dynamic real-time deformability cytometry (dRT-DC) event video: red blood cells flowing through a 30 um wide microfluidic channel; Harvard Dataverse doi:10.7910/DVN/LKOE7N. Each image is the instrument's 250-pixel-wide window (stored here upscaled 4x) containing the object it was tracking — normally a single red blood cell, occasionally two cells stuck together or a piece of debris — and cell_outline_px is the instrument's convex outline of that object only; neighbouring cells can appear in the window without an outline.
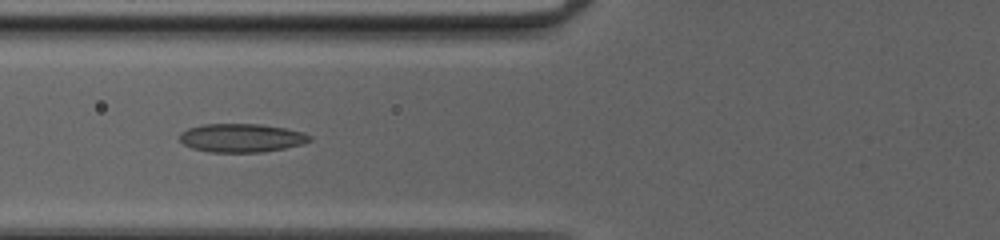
{"species": "common noctule bat (a hibernating species)", "species_latin": "Nyctalus noctula", "temperature_condition": "cold", "stored_images_in_passage": 51, "camera_frame_rate_fps": 3000, "um_per_image_px": 0.085, "animal": {"sex": "female", "body_mass_g": 20.0, "forearm_length_mm": 54.0}, "frame": {"image": 1, "passage_image": 22, "time_ms": 7.0, "image_size_px": [1000, 240], "cell_outline_px": [[312, 140], [304, 144], [264, 152], [208, 152], [192, 148], [184, 144], [180, 140], [180, 132], [188, 128], [204, 124], [260, 124], [284, 128], [304, 132], [312, 136]], "centroid_in_image_um": [20.55, 11.72], "position_along_channel_um": 105.3, "area_um2": 21.73}}
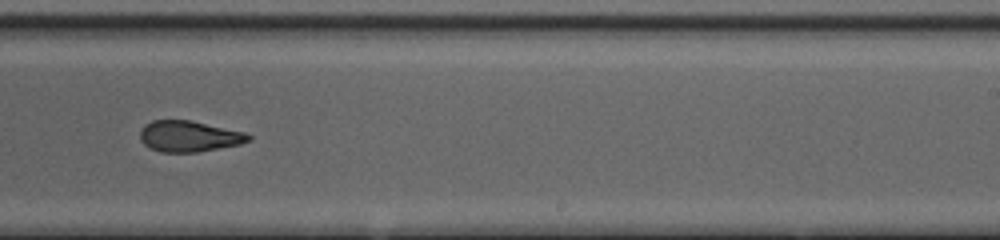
{"frame": {"image": 2, "passage_image": 34, "time_ms": 11.0, "image_size_px": [1000, 240], "cell_outline_px": [[252, 140], [240, 144], [196, 152], [160, 152], [144, 144], [140, 140], [140, 128], [144, 124], [152, 120], [192, 120], [244, 132], [252, 136]], "centroid_in_image_um": [16.05, 11.57], "position_along_channel_um": 272.9, "area_um2": 19.65}}
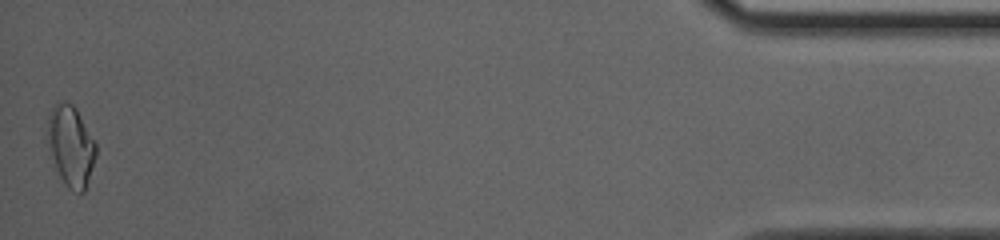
{"frame": {"image": 3, "passage_image": 51, "time_ms": 16.667, "image_size_px": [1000, 240], "cell_outline_px": [[96, 156], [84, 192], [72, 192], [64, 184], [56, 168], [48, 140], [48, 116], [56, 100], [64, 100], [72, 104], [76, 108], [96, 144]], "centroid_in_image_um": [6.03, 12.38], "position_along_channel_um": 429.2, "area_um2": 22.48}, "authors_computed_cell_mechanics": {"area_um2": 21.097, "velocity_mm_per_s": 4.1936, "shape_relaxation_time_tau1_ms": null, "shape_relaxation_time_tau2_ms": 1.9486, "deformation_change_tau1": null, "deformation_change_tau2": 0.0829}}